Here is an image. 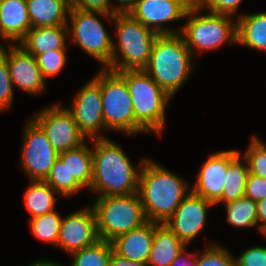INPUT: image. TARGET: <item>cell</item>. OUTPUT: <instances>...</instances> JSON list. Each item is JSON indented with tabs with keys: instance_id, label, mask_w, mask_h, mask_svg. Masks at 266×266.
Wrapping results in <instances>:
<instances>
[{
	"instance_id": "30bf717a",
	"label": "cell",
	"mask_w": 266,
	"mask_h": 266,
	"mask_svg": "<svg viewBox=\"0 0 266 266\" xmlns=\"http://www.w3.org/2000/svg\"><path fill=\"white\" fill-rule=\"evenodd\" d=\"M79 89L66 108L74 118L80 132L86 139L106 138L101 131L106 130L102 113L100 91V71ZM102 129V130H101Z\"/></svg>"
},
{
	"instance_id": "7a4b0ae2",
	"label": "cell",
	"mask_w": 266,
	"mask_h": 266,
	"mask_svg": "<svg viewBox=\"0 0 266 266\" xmlns=\"http://www.w3.org/2000/svg\"><path fill=\"white\" fill-rule=\"evenodd\" d=\"M188 185L165 166L145 158L139 174L138 194L147 221L165 224L191 193Z\"/></svg>"
},
{
	"instance_id": "8fae6325",
	"label": "cell",
	"mask_w": 266,
	"mask_h": 266,
	"mask_svg": "<svg viewBox=\"0 0 266 266\" xmlns=\"http://www.w3.org/2000/svg\"><path fill=\"white\" fill-rule=\"evenodd\" d=\"M60 104L59 102L52 104L32 116L58 154L77 148L86 142L71 113Z\"/></svg>"
},
{
	"instance_id": "3957f363",
	"label": "cell",
	"mask_w": 266,
	"mask_h": 266,
	"mask_svg": "<svg viewBox=\"0 0 266 266\" xmlns=\"http://www.w3.org/2000/svg\"><path fill=\"white\" fill-rule=\"evenodd\" d=\"M193 58L180 33L157 35L144 71L172 98L193 71Z\"/></svg>"
},
{
	"instance_id": "b9f144b4",
	"label": "cell",
	"mask_w": 266,
	"mask_h": 266,
	"mask_svg": "<svg viewBox=\"0 0 266 266\" xmlns=\"http://www.w3.org/2000/svg\"><path fill=\"white\" fill-rule=\"evenodd\" d=\"M109 266H147V264L129 261L126 258L120 257L119 255L112 253Z\"/></svg>"
},
{
	"instance_id": "e575fe53",
	"label": "cell",
	"mask_w": 266,
	"mask_h": 266,
	"mask_svg": "<svg viewBox=\"0 0 266 266\" xmlns=\"http://www.w3.org/2000/svg\"><path fill=\"white\" fill-rule=\"evenodd\" d=\"M243 0H195L201 6L203 11L208 10L211 13L235 16Z\"/></svg>"
},
{
	"instance_id": "e0dca14e",
	"label": "cell",
	"mask_w": 266,
	"mask_h": 266,
	"mask_svg": "<svg viewBox=\"0 0 266 266\" xmlns=\"http://www.w3.org/2000/svg\"><path fill=\"white\" fill-rule=\"evenodd\" d=\"M239 152L231 149L209 155L197 175L196 183L191 187V192L215 204L222 196L229 162Z\"/></svg>"
},
{
	"instance_id": "277c9868",
	"label": "cell",
	"mask_w": 266,
	"mask_h": 266,
	"mask_svg": "<svg viewBox=\"0 0 266 266\" xmlns=\"http://www.w3.org/2000/svg\"><path fill=\"white\" fill-rule=\"evenodd\" d=\"M112 21L116 28L117 44L113 41L111 63L106 68L115 72L144 70L158 34L146 28L129 13L114 14Z\"/></svg>"
},
{
	"instance_id": "6da1fadb",
	"label": "cell",
	"mask_w": 266,
	"mask_h": 266,
	"mask_svg": "<svg viewBox=\"0 0 266 266\" xmlns=\"http://www.w3.org/2000/svg\"><path fill=\"white\" fill-rule=\"evenodd\" d=\"M93 157V178L90 189L96 198L138 193L139 174L145 159L137 167L124 150L109 138L90 140Z\"/></svg>"
},
{
	"instance_id": "5b68a950",
	"label": "cell",
	"mask_w": 266,
	"mask_h": 266,
	"mask_svg": "<svg viewBox=\"0 0 266 266\" xmlns=\"http://www.w3.org/2000/svg\"><path fill=\"white\" fill-rule=\"evenodd\" d=\"M202 10L194 2L185 15L184 19L188 20L178 28L193 57L201 51L217 49L227 42L237 44V21H232L229 15L202 14Z\"/></svg>"
},
{
	"instance_id": "484cf974",
	"label": "cell",
	"mask_w": 266,
	"mask_h": 266,
	"mask_svg": "<svg viewBox=\"0 0 266 266\" xmlns=\"http://www.w3.org/2000/svg\"><path fill=\"white\" fill-rule=\"evenodd\" d=\"M56 193L44 180H31L24 192L23 201L30 218L54 211Z\"/></svg>"
},
{
	"instance_id": "ba28073f",
	"label": "cell",
	"mask_w": 266,
	"mask_h": 266,
	"mask_svg": "<svg viewBox=\"0 0 266 266\" xmlns=\"http://www.w3.org/2000/svg\"><path fill=\"white\" fill-rule=\"evenodd\" d=\"M100 91L104 126L107 130L113 129L129 136L139 132L147 133L135 121L127 83L118 72L101 67Z\"/></svg>"
},
{
	"instance_id": "4dcf8cb0",
	"label": "cell",
	"mask_w": 266,
	"mask_h": 266,
	"mask_svg": "<svg viewBox=\"0 0 266 266\" xmlns=\"http://www.w3.org/2000/svg\"><path fill=\"white\" fill-rule=\"evenodd\" d=\"M248 146L242 155L247 161L249 174L266 179V145L255 135Z\"/></svg>"
},
{
	"instance_id": "5bb4252c",
	"label": "cell",
	"mask_w": 266,
	"mask_h": 266,
	"mask_svg": "<svg viewBox=\"0 0 266 266\" xmlns=\"http://www.w3.org/2000/svg\"><path fill=\"white\" fill-rule=\"evenodd\" d=\"M99 239L92 206L62 218L57 247L68 254L95 244Z\"/></svg>"
},
{
	"instance_id": "f35d334b",
	"label": "cell",
	"mask_w": 266,
	"mask_h": 266,
	"mask_svg": "<svg viewBox=\"0 0 266 266\" xmlns=\"http://www.w3.org/2000/svg\"><path fill=\"white\" fill-rule=\"evenodd\" d=\"M169 266H196V253H189L184 247Z\"/></svg>"
},
{
	"instance_id": "f546056e",
	"label": "cell",
	"mask_w": 266,
	"mask_h": 266,
	"mask_svg": "<svg viewBox=\"0 0 266 266\" xmlns=\"http://www.w3.org/2000/svg\"><path fill=\"white\" fill-rule=\"evenodd\" d=\"M62 218L59 212L54 210L44 215L28 218V220L35 237L57 247Z\"/></svg>"
},
{
	"instance_id": "ffe728a7",
	"label": "cell",
	"mask_w": 266,
	"mask_h": 266,
	"mask_svg": "<svg viewBox=\"0 0 266 266\" xmlns=\"http://www.w3.org/2000/svg\"><path fill=\"white\" fill-rule=\"evenodd\" d=\"M67 25L30 28L19 43L29 54L37 56L49 50L67 49Z\"/></svg>"
},
{
	"instance_id": "7c38bea8",
	"label": "cell",
	"mask_w": 266,
	"mask_h": 266,
	"mask_svg": "<svg viewBox=\"0 0 266 266\" xmlns=\"http://www.w3.org/2000/svg\"><path fill=\"white\" fill-rule=\"evenodd\" d=\"M23 132L21 166L30 180H44L59 154L32 118L28 119Z\"/></svg>"
},
{
	"instance_id": "44dd1931",
	"label": "cell",
	"mask_w": 266,
	"mask_h": 266,
	"mask_svg": "<svg viewBox=\"0 0 266 266\" xmlns=\"http://www.w3.org/2000/svg\"><path fill=\"white\" fill-rule=\"evenodd\" d=\"M187 245L165 224L154 222V236L147 266H169Z\"/></svg>"
},
{
	"instance_id": "4fadbf2b",
	"label": "cell",
	"mask_w": 266,
	"mask_h": 266,
	"mask_svg": "<svg viewBox=\"0 0 266 266\" xmlns=\"http://www.w3.org/2000/svg\"><path fill=\"white\" fill-rule=\"evenodd\" d=\"M195 0H137L129 14L158 35L178 34L164 23L184 19ZM163 24V25H162Z\"/></svg>"
},
{
	"instance_id": "9c48e42d",
	"label": "cell",
	"mask_w": 266,
	"mask_h": 266,
	"mask_svg": "<svg viewBox=\"0 0 266 266\" xmlns=\"http://www.w3.org/2000/svg\"><path fill=\"white\" fill-rule=\"evenodd\" d=\"M96 15L111 20V23L114 19V15L70 8L68 36L72 44L78 45L106 68L111 63L114 40Z\"/></svg>"
},
{
	"instance_id": "7bdbcfd3",
	"label": "cell",
	"mask_w": 266,
	"mask_h": 266,
	"mask_svg": "<svg viewBox=\"0 0 266 266\" xmlns=\"http://www.w3.org/2000/svg\"><path fill=\"white\" fill-rule=\"evenodd\" d=\"M28 266H62L61 264H57L54 261H50V260H40V261H35L34 263L32 262L31 264H29Z\"/></svg>"
},
{
	"instance_id": "cb8c5ba5",
	"label": "cell",
	"mask_w": 266,
	"mask_h": 266,
	"mask_svg": "<svg viewBox=\"0 0 266 266\" xmlns=\"http://www.w3.org/2000/svg\"><path fill=\"white\" fill-rule=\"evenodd\" d=\"M58 157L67 165L70 176L83 187L90 189L93 178L92 148L87 142L77 148L59 153Z\"/></svg>"
},
{
	"instance_id": "52a82bcc",
	"label": "cell",
	"mask_w": 266,
	"mask_h": 266,
	"mask_svg": "<svg viewBox=\"0 0 266 266\" xmlns=\"http://www.w3.org/2000/svg\"><path fill=\"white\" fill-rule=\"evenodd\" d=\"M91 206L101 240L111 242L147 222L138 193L96 198Z\"/></svg>"
},
{
	"instance_id": "d6986e66",
	"label": "cell",
	"mask_w": 266,
	"mask_h": 266,
	"mask_svg": "<svg viewBox=\"0 0 266 266\" xmlns=\"http://www.w3.org/2000/svg\"><path fill=\"white\" fill-rule=\"evenodd\" d=\"M32 22L26 0H2L0 12V35L9 44L21 42Z\"/></svg>"
},
{
	"instance_id": "74e56055",
	"label": "cell",
	"mask_w": 266,
	"mask_h": 266,
	"mask_svg": "<svg viewBox=\"0 0 266 266\" xmlns=\"http://www.w3.org/2000/svg\"><path fill=\"white\" fill-rule=\"evenodd\" d=\"M70 8L114 15L109 0H69Z\"/></svg>"
},
{
	"instance_id": "4316f807",
	"label": "cell",
	"mask_w": 266,
	"mask_h": 266,
	"mask_svg": "<svg viewBox=\"0 0 266 266\" xmlns=\"http://www.w3.org/2000/svg\"><path fill=\"white\" fill-rule=\"evenodd\" d=\"M113 253L111 242L98 240L95 244L72 252L71 266H109Z\"/></svg>"
},
{
	"instance_id": "60d3db41",
	"label": "cell",
	"mask_w": 266,
	"mask_h": 266,
	"mask_svg": "<svg viewBox=\"0 0 266 266\" xmlns=\"http://www.w3.org/2000/svg\"><path fill=\"white\" fill-rule=\"evenodd\" d=\"M110 4H111V0ZM115 2H119L120 5H116L114 6V4L111 5L112 11L114 14H126L129 13L132 8L135 6V3L137 2V0H112ZM118 6V7H117Z\"/></svg>"
},
{
	"instance_id": "d4e9b609",
	"label": "cell",
	"mask_w": 266,
	"mask_h": 266,
	"mask_svg": "<svg viewBox=\"0 0 266 266\" xmlns=\"http://www.w3.org/2000/svg\"><path fill=\"white\" fill-rule=\"evenodd\" d=\"M239 152L230 162L227 168L226 182L221 198L215 203L228 202L241 199L245 196L246 182L249 169L246 159ZM243 159V160H242ZM244 161V162H243Z\"/></svg>"
},
{
	"instance_id": "603a6c76",
	"label": "cell",
	"mask_w": 266,
	"mask_h": 266,
	"mask_svg": "<svg viewBox=\"0 0 266 266\" xmlns=\"http://www.w3.org/2000/svg\"><path fill=\"white\" fill-rule=\"evenodd\" d=\"M237 44L266 51V12L237 16Z\"/></svg>"
},
{
	"instance_id": "8992f818",
	"label": "cell",
	"mask_w": 266,
	"mask_h": 266,
	"mask_svg": "<svg viewBox=\"0 0 266 266\" xmlns=\"http://www.w3.org/2000/svg\"><path fill=\"white\" fill-rule=\"evenodd\" d=\"M127 83L135 121L147 132L163 133L167 105L172 98L144 71L118 72Z\"/></svg>"
},
{
	"instance_id": "2e32d148",
	"label": "cell",
	"mask_w": 266,
	"mask_h": 266,
	"mask_svg": "<svg viewBox=\"0 0 266 266\" xmlns=\"http://www.w3.org/2000/svg\"><path fill=\"white\" fill-rule=\"evenodd\" d=\"M215 206L204 198L188 194L165 225L186 245L203 230L207 221V210Z\"/></svg>"
},
{
	"instance_id": "9a60e30c",
	"label": "cell",
	"mask_w": 266,
	"mask_h": 266,
	"mask_svg": "<svg viewBox=\"0 0 266 266\" xmlns=\"http://www.w3.org/2000/svg\"><path fill=\"white\" fill-rule=\"evenodd\" d=\"M9 49L0 45V54L6 59L13 87L38 95L43 92L46 80L41 74L36 57L19 44H9Z\"/></svg>"
},
{
	"instance_id": "7402d4cb",
	"label": "cell",
	"mask_w": 266,
	"mask_h": 266,
	"mask_svg": "<svg viewBox=\"0 0 266 266\" xmlns=\"http://www.w3.org/2000/svg\"><path fill=\"white\" fill-rule=\"evenodd\" d=\"M32 28L68 25L69 0H26Z\"/></svg>"
},
{
	"instance_id": "ac0fdd59",
	"label": "cell",
	"mask_w": 266,
	"mask_h": 266,
	"mask_svg": "<svg viewBox=\"0 0 266 266\" xmlns=\"http://www.w3.org/2000/svg\"><path fill=\"white\" fill-rule=\"evenodd\" d=\"M154 236V222L120 235L111 241L113 252L129 261L147 264Z\"/></svg>"
},
{
	"instance_id": "d6a6232c",
	"label": "cell",
	"mask_w": 266,
	"mask_h": 266,
	"mask_svg": "<svg viewBox=\"0 0 266 266\" xmlns=\"http://www.w3.org/2000/svg\"><path fill=\"white\" fill-rule=\"evenodd\" d=\"M196 266H235V258L225 247L212 242L201 256L196 255Z\"/></svg>"
},
{
	"instance_id": "83f0119b",
	"label": "cell",
	"mask_w": 266,
	"mask_h": 266,
	"mask_svg": "<svg viewBox=\"0 0 266 266\" xmlns=\"http://www.w3.org/2000/svg\"><path fill=\"white\" fill-rule=\"evenodd\" d=\"M227 210L226 220L233 227H253L257 222V205L256 202L247 197H242L226 203Z\"/></svg>"
},
{
	"instance_id": "f1b7e54d",
	"label": "cell",
	"mask_w": 266,
	"mask_h": 266,
	"mask_svg": "<svg viewBox=\"0 0 266 266\" xmlns=\"http://www.w3.org/2000/svg\"><path fill=\"white\" fill-rule=\"evenodd\" d=\"M44 181L57 192V195L71 197L84 189L73 176H70L67 165L58 157Z\"/></svg>"
},
{
	"instance_id": "1f68e13d",
	"label": "cell",
	"mask_w": 266,
	"mask_h": 266,
	"mask_svg": "<svg viewBox=\"0 0 266 266\" xmlns=\"http://www.w3.org/2000/svg\"><path fill=\"white\" fill-rule=\"evenodd\" d=\"M68 49L49 50L36 56L41 74L45 80L59 74L67 62L66 51Z\"/></svg>"
},
{
	"instance_id": "d590c367",
	"label": "cell",
	"mask_w": 266,
	"mask_h": 266,
	"mask_svg": "<svg viewBox=\"0 0 266 266\" xmlns=\"http://www.w3.org/2000/svg\"><path fill=\"white\" fill-rule=\"evenodd\" d=\"M235 266H266V247L252 246L235 258Z\"/></svg>"
},
{
	"instance_id": "8d00e7d4",
	"label": "cell",
	"mask_w": 266,
	"mask_h": 266,
	"mask_svg": "<svg viewBox=\"0 0 266 266\" xmlns=\"http://www.w3.org/2000/svg\"><path fill=\"white\" fill-rule=\"evenodd\" d=\"M245 197L255 202L266 199V179L249 174L246 182Z\"/></svg>"
},
{
	"instance_id": "836d02e7",
	"label": "cell",
	"mask_w": 266,
	"mask_h": 266,
	"mask_svg": "<svg viewBox=\"0 0 266 266\" xmlns=\"http://www.w3.org/2000/svg\"><path fill=\"white\" fill-rule=\"evenodd\" d=\"M14 87L9 74L6 59L0 54V112L11 108Z\"/></svg>"
},
{
	"instance_id": "ab89813d",
	"label": "cell",
	"mask_w": 266,
	"mask_h": 266,
	"mask_svg": "<svg viewBox=\"0 0 266 266\" xmlns=\"http://www.w3.org/2000/svg\"><path fill=\"white\" fill-rule=\"evenodd\" d=\"M256 205L258 229L266 237V199L256 202Z\"/></svg>"
}]
</instances>
